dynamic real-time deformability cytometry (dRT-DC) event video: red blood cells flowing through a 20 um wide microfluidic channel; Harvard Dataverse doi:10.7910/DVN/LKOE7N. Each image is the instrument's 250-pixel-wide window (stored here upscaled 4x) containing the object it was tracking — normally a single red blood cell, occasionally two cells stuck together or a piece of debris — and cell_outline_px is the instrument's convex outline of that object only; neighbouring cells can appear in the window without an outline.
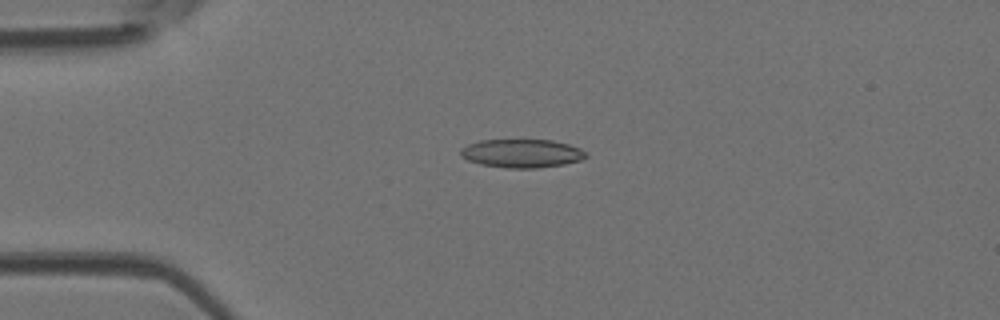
{"species": "Egyptian fruit bat (a non-hibernating species)", "species_latin": "Rousettus aegyptiacus", "temperature_condition": "room temperature", "stored_images_in_passage": 5, "camera_frame_rate_fps": 3000, "um_per_image_px": 0.085, "animal": {"sex": "female"}, "frame": {"image": 1, "passage_image": 4, "time_ms": 1.0, "image_size_px": [1000, 320], "cell_outline_px": [[588, 156], [580, 160], [564, 164], [536, 168], [504, 168], [480, 164], [468, 160], [460, 156], [460, 148], [468, 144], [480, 140], [552, 140], [568, 144], [580, 148]], "centroid_in_image_um": [44.32, 13.04], "position_along_channel_um": 40.7, "area_um2": 20.81}}